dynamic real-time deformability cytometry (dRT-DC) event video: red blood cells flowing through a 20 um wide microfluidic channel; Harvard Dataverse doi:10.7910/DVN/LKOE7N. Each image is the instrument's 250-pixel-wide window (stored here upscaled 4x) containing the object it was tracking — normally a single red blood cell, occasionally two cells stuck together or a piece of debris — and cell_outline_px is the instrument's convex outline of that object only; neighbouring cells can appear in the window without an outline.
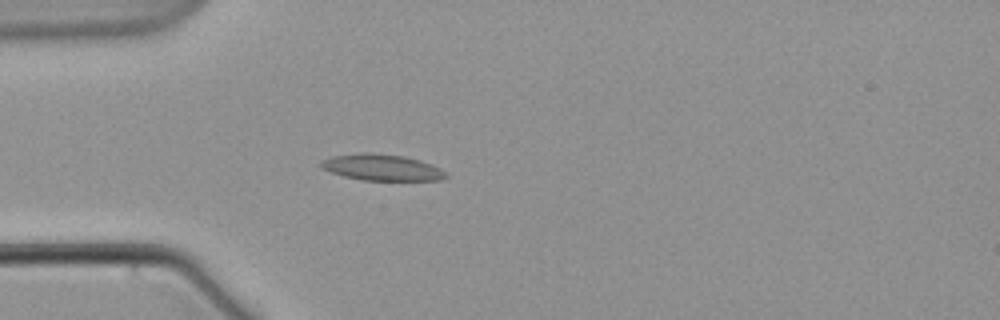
{"species": "common noctule bat (a hibernating species)", "species_latin": "Nyctalus noctula", "temperature_condition": "warm", "stored_images_in_passage": 7, "camera_frame_rate_fps": 3000, "um_per_image_px": 0.085, "animal": {"sex": "male", "body_mass_g": 21.5, "forearm_length_mm": 52.0}, "frame": {"image": 1, "passage_image": 5, "time_ms": 5.0, "image_size_px": [1000, 320], "cell_outline_px": [[448, 176], [440, 180], [360, 180], [344, 176], [332, 172], [324, 168], [320, 164], [324, 160], [332, 156], [360, 152], [364, 152], [404, 156], [420, 160], [432, 164], [448, 172]], "centroid_in_image_um": [32.52, 14.23], "position_along_channel_um": 52.5, "area_um2": 19.02}}
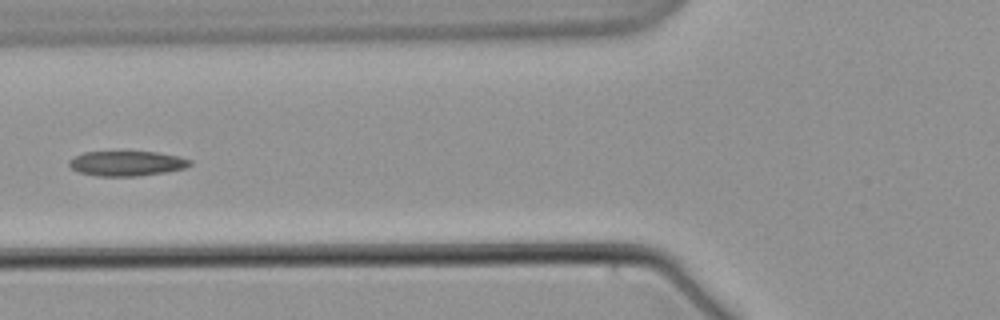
{"frame": {"image": 2, "passage_image": 7, "time_ms": 7.333, "image_size_px": [1000, 320], "cell_outline_px": [[192, 164], [184, 168], [164, 172], [136, 176], [96, 176], [80, 172], [72, 168], [68, 164], [68, 160], [84, 152], [156, 152], [180, 156], [192, 160]], "centroid_in_image_um": [10.79, 13.89], "position_along_channel_um": 115.0, "area_um2": 17.46}}